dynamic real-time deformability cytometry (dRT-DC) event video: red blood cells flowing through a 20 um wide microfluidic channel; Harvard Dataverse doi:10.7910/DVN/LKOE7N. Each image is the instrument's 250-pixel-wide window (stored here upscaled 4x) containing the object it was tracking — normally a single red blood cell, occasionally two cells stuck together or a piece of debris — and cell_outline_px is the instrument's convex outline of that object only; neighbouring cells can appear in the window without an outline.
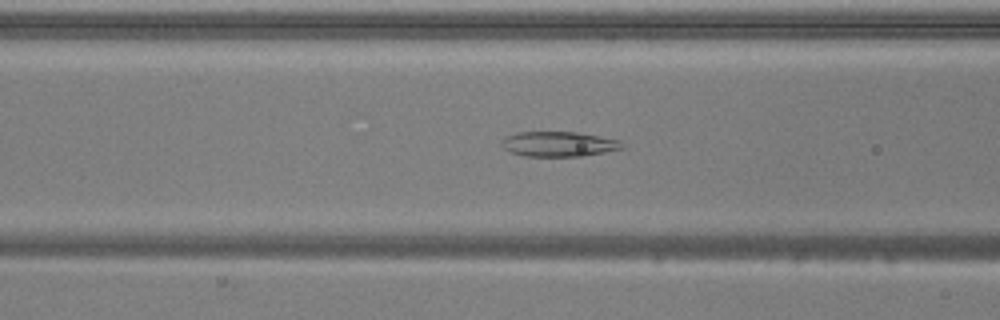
{"species": "common noctule bat (a hibernating species)", "species_latin": "Nyctalus noctula", "temperature_condition": "warm", "stored_images_in_passage": 52, "camera_frame_rate_fps": 3000, "um_per_image_px": 0.085, "animal": {"sex": "male", "body_mass_g": 20.5, "forearm_length_mm": 52.5}, "frame": {"image": 1, "passage_image": 21, "time_ms": 6.667, "image_size_px": [1000, 320], "cell_outline_px": [[624, 148], [584, 156], [524, 156], [508, 152], [500, 144], [500, 140], [504, 136], [516, 132], [576, 132], [620, 140]], "centroid_in_image_um": [47.41, 12.24], "position_along_channel_um": 119.2, "area_um2": 17.69}}
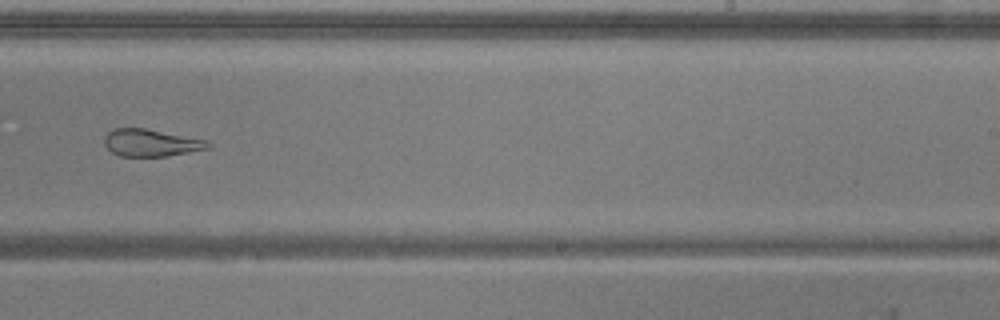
{"frame": {"image": 2, "passage_image": 33, "time_ms": 10.667, "image_size_px": [1000, 320], "cell_outline_px": [[212, 148], [164, 156], [120, 156], [112, 152], [104, 144], [104, 136], [112, 128], [144, 128], [208, 140], [212, 144]], "centroid_in_image_um": [12.85, 12.13], "position_along_channel_um": 276.2, "area_um2": 16.47}}
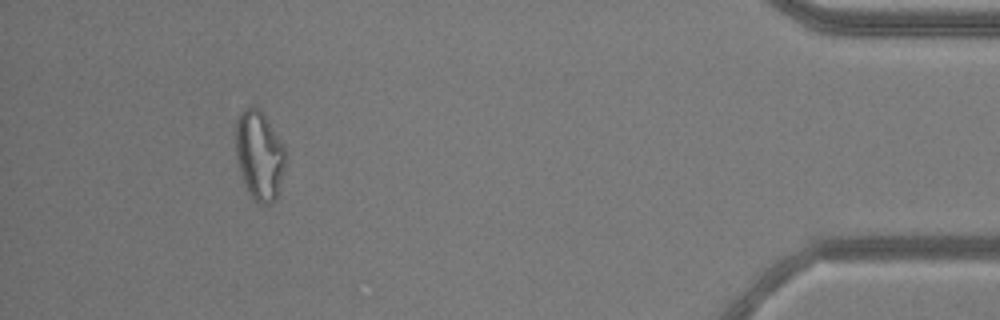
{"frame": {"image": 3, "passage_image": 48, "time_ms": 15.667, "image_size_px": [1000, 320], "cell_outline_px": [[284, 168], [276, 200], [272, 204], [260, 204], [248, 192], [240, 172], [236, 160], [236, 116], [244, 108], [252, 104], [264, 112], [284, 148]], "centroid_in_image_um": [22.02, 13.16], "position_along_channel_um": 413.2, "area_um2": 25.89}, "authors_computed_cell_mechanics": {"area_um2": 23.4957, "velocity_mm_per_s": 3.9439, "shape_relaxation_time_tau1_ms": null, "shape_relaxation_time_tau2_ms": 3.2107, "deformation_change_tau1": null, "deformation_change_tau2": 0.1032}}